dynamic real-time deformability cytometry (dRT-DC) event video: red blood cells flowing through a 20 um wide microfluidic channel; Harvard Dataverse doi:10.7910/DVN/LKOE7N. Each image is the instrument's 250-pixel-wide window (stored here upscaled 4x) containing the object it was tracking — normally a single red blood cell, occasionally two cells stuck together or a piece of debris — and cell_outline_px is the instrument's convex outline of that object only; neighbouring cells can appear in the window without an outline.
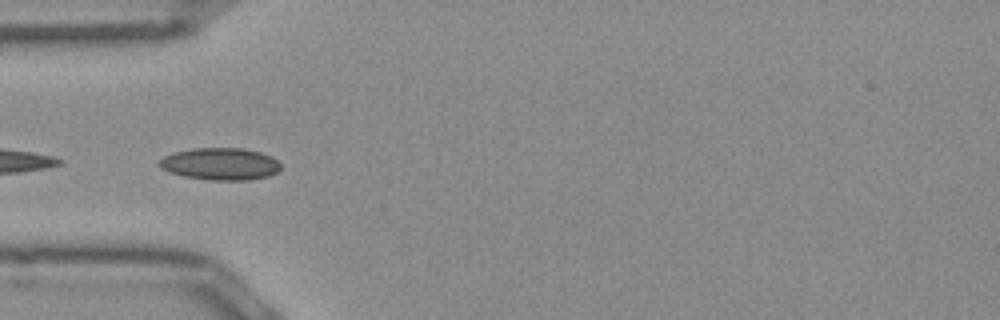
{"species": "Egyptian fruit bat (a non-hibernating species)", "species_latin": "Rousettus aegyptiacus", "temperature_condition": "room temperature", "stored_images_in_passage": 16, "camera_frame_rate_fps": 3000, "um_per_image_px": 0.085, "frame": {"image": 1, "passage_image": 10, "time_ms": 3.0, "image_size_px": [1000, 320], "cell_outline_px": [[280, 168], [276, 172], [268, 176], [248, 180], [208, 180], [184, 176], [168, 172], [160, 168], [156, 164], [164, 156], [176, 152], [192, 148], [240, 148], [260, 152], [276, 160], [280, 164]], "centroid_in_image_um": [18.67, 13.94], "position_along_channel_um": 66.3, "area_um2": 22.66}}